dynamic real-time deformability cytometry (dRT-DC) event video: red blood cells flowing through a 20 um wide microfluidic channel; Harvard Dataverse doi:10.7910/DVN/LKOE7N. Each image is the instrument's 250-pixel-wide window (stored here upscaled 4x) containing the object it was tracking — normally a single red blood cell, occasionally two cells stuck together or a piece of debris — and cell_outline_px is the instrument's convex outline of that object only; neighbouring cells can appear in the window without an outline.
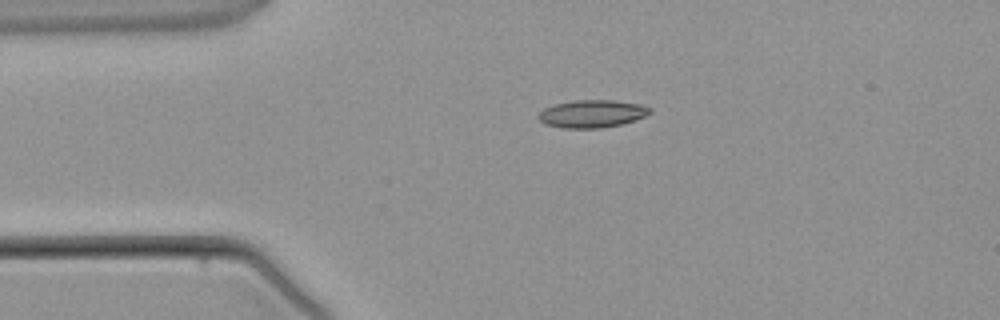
{"species": "common noctule bat (a hibernating species)", "species_latin": "Nyctalus noctula", "temperature_condition": "warm", "stored_images_in_passage": 2, "camera_frame_rate_fps": 3000, "um_per_image_px": 0.085, "animal": {"sex": "male", "body_mass_g": 21.5, "forearm_length_mm": 52.0}, "frame": {"image": 1, "passage_image": 1, "time_ms": 0.0, "image_size_px": [1000, 320], "cell_outline_px": [[652, 112], [644, 116], [620, 124], [600, 128], [564, 128], [544, 124], [536, 116], [544, 108], [556, 104], [576, 100], [612, 100], [640, 104], [652, 108]], "centroid_in_image_um": [50.3, 9.66], "position_along_channel_um": 34.7, "area_um2": 17.8}}
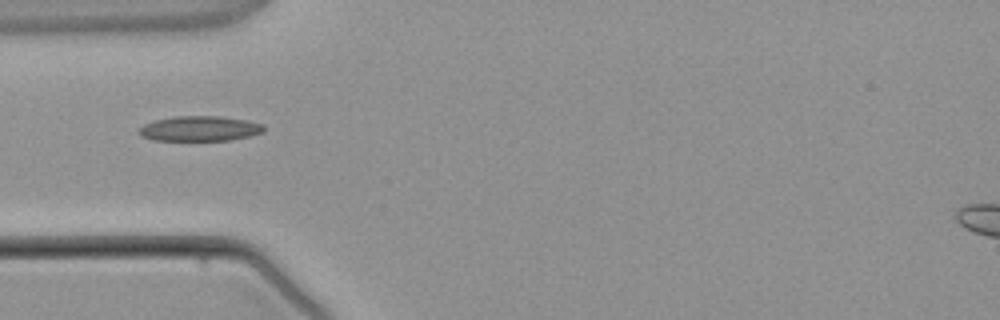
{"frame": {"image": 2, "passage_image": 2, "time_ms": 1.333, "image_size_px": [1000, 320], "cell_outline_px": [[264, 132], [252, 136], [232, 140], [152, 140], [140, 136], [136, 132], [144, 124], [156, 120], [176, 116], [220, 116], [244, 120], [264, 124]], "centroid_in_image_um": [16.98, 10.94], "position_along_channel_um": 68.0, "area_um2": 18.32}}